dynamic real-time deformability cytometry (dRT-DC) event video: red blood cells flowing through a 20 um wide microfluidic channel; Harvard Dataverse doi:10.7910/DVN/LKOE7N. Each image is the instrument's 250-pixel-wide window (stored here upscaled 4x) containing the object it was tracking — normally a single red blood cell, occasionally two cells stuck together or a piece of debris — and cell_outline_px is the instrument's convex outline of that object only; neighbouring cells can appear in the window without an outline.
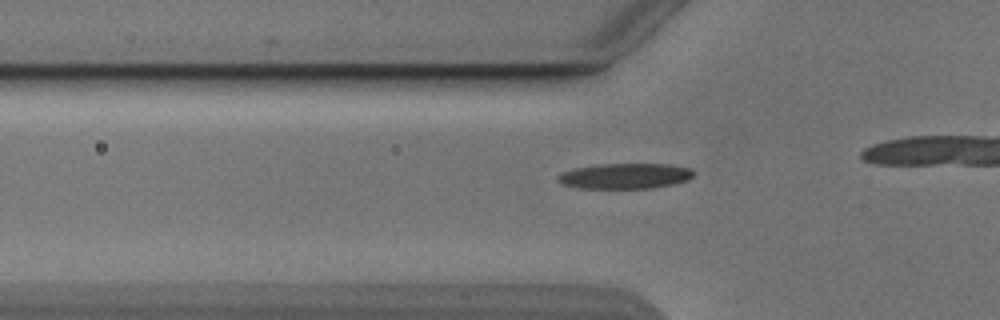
{"species": "Egyptian fruit bat (a non-hibernating species)", "species_latin": "Rousettus aegyptiacus", "temperature_condition": "cold", "stored_images_in_passage": 32, "camera_frame_rate_fps": 3000, "um_per_image_px": 0.085, "animal": {"sex": "male"}, "frame": {"image": 1, "passage_image": 8, "time_ms": 2.333, "image_size_px": [1000, 320], "cell_outline_px": [[696, 172], [688, 180], [672, 184], [652, 188], [580, 188], [564, 184], [556, 180], [556, 176], [564, 172], [576, 168], [600, 164], [668, 164], [692, 168]], "centroid_in_image_um": [53.17, 14.95], "position_along_channel_um": 72.6, "area_um2": 20.06}}
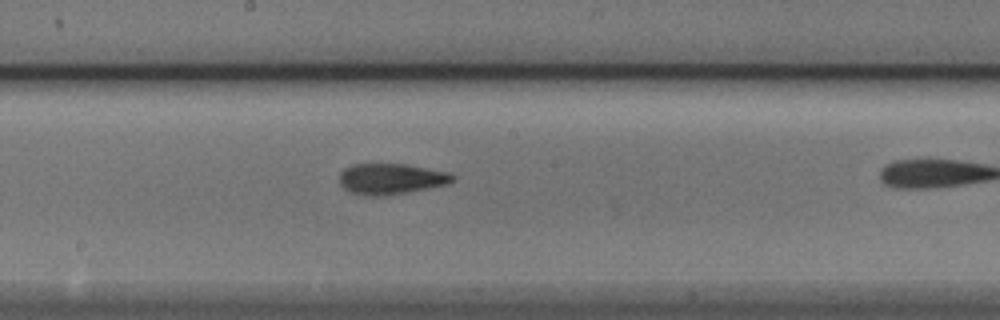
{"frame": {"image": 2, "passage_image": 19, "time_ms": 6.0, "image_size_px": [1000, 320], "cell_outline_px": [[456, 180], [448, 184], [384, 196], [364, 196], [352, 192], [344, 188], [340, 184], [340, 172], [344, 168], [352, 164], [404, 164], [452, 172], [456, 176]], "centroid_in_image_um": [33.27, 15.2], "position_along_channel_um": 214.9, "area_um2": 20.46}}
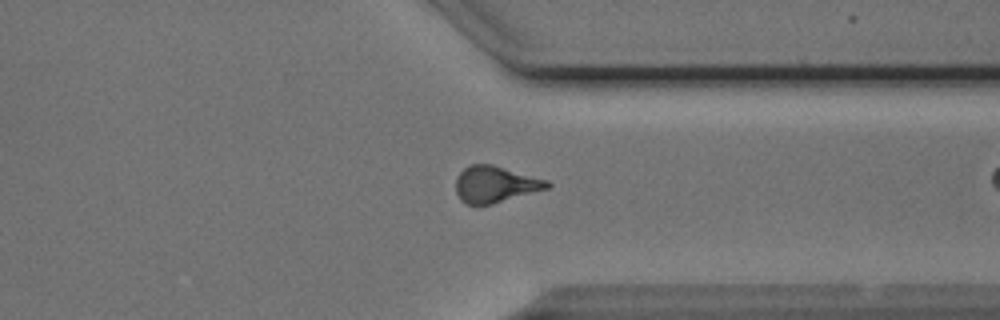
{"frame": {"image": 3, "passage_image": 31, "time_ms": 10.0, "image_size_px": [1000, 320], "cell_outline_px": [[552, 184], [548, 188], [492, 204], [476, 208], [460, 200], [456, 192], [456, 176], [464, 168], [472, 164], [492, 164], [548, 180]], "centroid_in_image_um": [42.06, 15.69], "position_along_channel_um": 369.3, "area_um2": 19.65}}